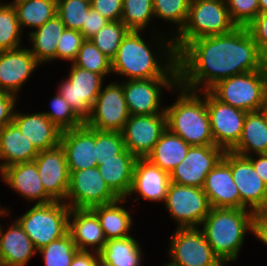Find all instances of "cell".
I'll return each mask as SVG.
<instances>
[{"label":"cell","mask_w":267,"mask_h":266,"mask_svg":"<svg viewBox=\"0 0 267 266\" xmlns=\"http://www.w3.org/2000/svg\"><path fill=\"white\" fill-rule=\"evenodd\" d=\"M109 20L104 18L100 13L95 11L92 7L90 8L86 17L85 23L82 29L79 31L85 40H89L93 37L100 29L105 27Z\"/></svg>","instance_id":"obj_49"},{"label":"cell","mask_w":267,"mask_h":266,"mask_svg":"<svg viewBox=\"0 0 267 266\" xmlns=\"http://www.w3.org/2000/svg\"><path fill=\"white\" fill-rule=\"evenodd\" d=\"M230 151L246 157L267 154V120L261 110L247 112L241 137Z\"/></svg>","instance_id":"obj_31"},{"label":"cell","mask_w":267,"mask_h":266,"mask_svg":"<svg viewBox=\"0 0 267 266\" xmlns=\"http://www.w3.org/2000/svg\"><path fill=\"white\" fill-rule=\"evenodd\" d=\"M41 67L26 46L0 51V91L15 94L18 98L32 73Z\"/></svg>","instance_id":"obj_19"},{"label":"cell","mask_w":267,"mask_h":266,"mask_svg":"<svg viewBox=\"0 0 267 266\" xmlns=\"http://www.w3.org/2000/svg\"><path fill=\"white\" fill-rule=\"evenodd\" d=\"M1 209L0 219L11 213L9 207ZM13 220L6 230L0 221V266H26L38 252L18 221Z\"/></svg>","instance_id":"obj_22"},{"label":"cell","mask_w":267,"mask_h":266,"mask_svg":"<svg viewBox=\"0 0 267 266\" xmlns=\"http://www.w3.org/2000/svg\"><path fill=\"white\" fill-rule=\"evenodd\" d=\"M136 157L127 149L109 160H100L98 170L106 184L119 197L129 193Z\"/></svg>","instance_id":"obj_28"},{"label":"cell","mask_w":267,"mask_h":266,"mask_svg":"<svg viewBox=\"0 0 267 266\" xmlns=\"http://www.w3.org/2000/svg\"><path fill=\"white\" fill-rule=\"evenodd\" d=\"M226 4L237 27H246L260 13L258 0H226Z\"/></svg>","instance_id":"obj_44"},{"label":"cell","mask_w":267,"mask_h":266,"mask_svg":"<svg viewBox=\"0 0 267 266\" xmlns=\"http://www.w3.org/2000/svg\"><path fill=\"white\" fill-rule=\"evenodd\" d=\"M130 30L122 21H109L89 40L110 60H112L123 38Z\"/></svg>","instance_id":"obj_39"},{"label":"cell","mask_w":267,"mask_h":266,"mask_svg":"<svg viewBox=\"0 0 267 266\" xmlns=\"http://www.w3.org/2000/svg\"><path fill=\"white\" fill-rule=\"evenodd\" d=\"M79 251L70 233L52 241L38 250L44 266H70L75 254Z\"/></svg>","instance_id":"obj_38"},{"label":"cell","mask_w":267,"mask_h":266,"mask_svg":"<svg viewBox=\"0 0 267 266\" xmlns=\"http://www.w3.org/2000/svg\"><path fill=\"white\" fill-rule=\"evenodd\" d=\"M167 129L166 112L130 115L121 131L125 149L136 158H146Z\"/></svg>","instance_id":"obj_14"},{"label":"cell","mask_w":267,"mask_h":266,"mask_svg":"<svg viewBox=\"0 0 267 266\" xmlns=\"http://www.w3.org/2000/svg\"><path fill=\"white\" fill-rule=\"evenodd\" d=\"M253 164L254 170L267 186V154H255L248 156Z\"/></svg>","instance_id":"obj_52"},{"label":"cell","mask_w":267,"mask_h":266,"mask_svg":"<svg viewBox=\"0 0 267 266\" xmlns=\"http://www.w3.org/2000/svg\"><path fill=\"white\" fill-rule=\"evenodd\" d=\"M129 117L122 83L112 81L100 90L84 124L99 131L121 132Z\"/></svg>","instance_id":"obj_13"},{"label":"cell","mask_w":267,"mask_h":266,"mask_svg":"<svg viewBox=\"0 0 267 266\" xmlns=\"http://www.w3.org/2000/svg\"><path fill=\"white\" fill-rule=\"evenodd\" d=\"M231 172L240 193V209L253 211L267 206V186L248 157L231 151Z\"/></svg>","instance_id":"obj_20"},{"label":"cell","mask_w":267,"mask_h":266,"mask_svg":"<svg viewBox=\"0 0 267 266\" xmlns=\"http://www.w3.org/2000/svg\"><path fill=\"white\" fill-rule=\"evenodd\" d=\"M133 236L109 239L99 252L101 266H143L145 254Z\"/></svg>","instance_id":"obj_32"},{"label":"cell","mask_w":267,"mask_h":266,"mask_svg":"<svg viewBox=\"0 0 267 266\" xmlns=\"http://www.w3.org/2000/svg\"><path fill=\"white\" fill-rule=\"evenodd\" d=\"M45 192L54 200L65 202L69 187V170L63 147L39 151L33 160Z\"/></svg>","instance_id":"obj_18"},{"label":"cell","mask_w":267,"mask_h":266,"mask_svg":"<svg viewBox=\"0 0 267 266\" xmlns=\"http://www.w3.org/2000/svg\"><path fill=\"white\" fill-rule=\"evenodd\" d=\"M261 111L264 113L265 118H266V120H267V102H266V105L262 108Z\"/></svg>","instance_id":"obj_54"},{"label":"cell","mask_w":267,"mask_h":266,"mask_svg":"<svg viewBox=\"0 0 267 266\" xmlns=\"http://www.w3.org/2000/svg\"><path fill=\"white\" fill-rule=\"evenodd\" d=\"M267 58L247 27L224 35L201 37L177 53L178 84L192 91H208L228 77L262 70Z\"/></svg>","instance_id":"obj_1"},{"label":"cell","mask_w":267,"mask_h":266,"mask_svg":"<svg viewBox=\"0 0 267 266\" xmlns=\"http://www.w3.org/2000/svg\"><path fill=\"white\" fill-rule=\"evenodd\" d=\"M163 266H172V265H170V264H168V263H165V264H163Z\"/></svg>","instance_id":"obj_56"},{"label":"cell","mask_w":267,"mask_h":266,"mask_svg":"<svg viewBox=\"0 0 267 266\" xmlns=\"http://www.w3.org/2000/svg\"><path fill=\"white\" fill-rule=\"evenodd\" d=\"M72 64L93 73L101 74L104 78L108 74L109 76L112 75L111 60L90 40H85L82 43Z\"/></svg>","instance_id":"obj_40"},{"label":"cell","mask_w":267,"mask_h":266,"mask_svg":"<svg viewBox=\"0 0 267 266\" xmlns=\"http://www.w3.org/2000/svg\"><path fill=\"white\" fill-rule=\"evenodd\" d=\"M171 183L170 173L152 164L146 158H137L134 164L131 187L125 199H131L134 196L131 199L133 202L143 199L164 204Z\"/></svg>","instance_id":"obj_17"},{"label":"cell","mask_w":267,"mask_h":266,"mask_svg":"<svg viewBox=\"0 0 267 266\" xmlns=\"http://www.w3.org/2000/svg\"><path fill=\"white\" fill-rule=\"evenodd\" d=\"M70 266H101L99 253L93 251H78Z\"/></svg>","instance_id":"obj_51"},{"label":"cell","mask_w":267,"mask_h":266,"mask_svg":"<svg viewBox=\"0 0 267 266\" xmlns=\"http://www.w3.org/2000/svg\"><path fill=\"white\" fill-rule=\"evenodd\" d=\"M12 122L38 151L51 149L60 144L62 130L42 111L21 113L15 109Z\"/></svg>","instance_id":"obj_25"},{"label":"cell","mask_w":267,"mask_h":266,"mask_svg":"<svg viewBox=\"0 0 267 266\" xmlns=\"http://www.w3.org/2000/svg\"><path fill=\"white\" fill-rule=\"evenodd\" d=\"M60 145L65 151L69 171L98 166L95 129L84 124L64 130L61 133Z\"/></svg>","instance_id":"obj_24"},{"label":"cell","mask_w":267,"mask_h":266,"mask_svg":"<svg viewBox=\"0 0 267 266\" xmlns=\"http://www.w3.org/2000/svg\"><path fill=\"white\" fill-rule=\"evenodd\" d=\"M206 106L214 145L230 151L239 141L247 112L234 108L206 91Z\"/></svg>","instance_id":"obj_15"},{"label":"cell","mask_w":267,"mask_h":266,"mask_svg":"<svg viewBox=\"0 0 267 266\" xmlns=\"http://www.w3.org/2000/svg\"><path fill=\"white\" fill-rule=\"evenodd\" d=\"M237 25L231 20L226 0L190 1L184 27L173 38L176 53L188 42L206 36L224 35Z\"/></svg>","instance_id":"obj_5"},{"label":"cell","mask_w":267,"mask_h":266,"mask_svg":"<svg viewBox=\"0 0 267 266\" xmlns=\"http://www.w3.org/2000/svg\"><path fill=\"white\" fill-rule=\"evenodd\" d=\"M85 38L78 30L65 28L56 47L57 60L73 62Z\"/></svg>","instance_id":"obj_45"},{"label":"cell","mask_w":267,"mask_h":266,"mask_svg":"<svg viewBox=\"0 0 267 266\" xmlns=\"http://www.w3.org/2000/svg\"><path fill=\"white\" fill-rule=\"evenodd\" d=\"M69 213L65 202L53 201L35 204L15 219L39 250L68 233Z\"/></svg>","instance_id":"obj_7"},{"label":"cell","mask_w":267,"mask_h":266,"mask_svg":"<svg viewBox=\"0 0 267 266\" xmlns=\"http://www.w3.org/2000/svg\"><path fill=\"white\" fill-rule=\"evenodd\" d=\"M2 183L26 202L48 204L54 200L45 192L34 161L11 165L0 172Z\"/></svg>","instance_id":"obj_23"},{"label":"cell","mask_w":267,"mask_h":266,"mask_svg":"<svg viewBox=\"0 0 267 266\" xmlns=\"http://www.w3.org/2000/svg\"><path fill=\"white\" fill-rule=\"evenodd\" d=\"M163 206L176 228L200 227L212 208L203 188L176 183L170 184Z\"/></svg>","instance_id":"obj_9"},{"label":"cell","mask_w":267,"mask_h":266,"mask_svg":"<svg viewBox=\"0 0 267 266\" xmlns=\"http://www.w3.org/2000/svg\"><path fill=\"white\" fill-rule=\"evenodd\" d=\"M66 26L58 15L44 23L41 27L29 32L28 48L36 60L42 65L56 61V47Z\"/></svg>","instance_id":"obj_29"},{"label":"cell","mask_w":267,"mask_h":266,"mask_svg":"<svg viewBox=\"0 0 267 266\" xmlns=\"http://www.w3.org/2000/svg\"><path fill=\"white\" fill-rule=\"evenodd\" d=\"M127 201L125 198H119L113 203L91 208L97 215L107 240L131 236L134 219L130 210L123 206Z\"/></svg>","instance_id":"obj_30"},{"label":"cell","mask_w":267,"mask_h":266,"mask_svg":"<svg viewBox=\"0 0 267 266\" xmlns=\"http://www.w3.org/2000/svg\"><path fill=\"white\" fill-rule=\"evenodd\" d=\"M189 148L190 145L186 141L167 128L146 159L171 173L185 159Z\"/></svg>","instance_id":"obj_33"},{"label":"cell","mask_w":267,"mask_h":266,"mask_svg":"<svg viewBox=\"0 0 267 266\" xmlns=\"http://www.w3.org/2000/svg\"><path fill=\"white\" fill-rule=\"evenodd\" d=\"M91 7L109 21H121L123 0H90Z\"/></svg>","instance_id":"obj_47"},{"label":"cell","mask_w":267,"mask_h":266,"mask_svg":"<svg viewBox=\"0 0 267 266\" xmlns=\"http://www.w3.org/2000/svg\"><path fill=\"white\" fill-rule=\"evenodd\" d=\"M19 100L15 94L0 91V130L7 124L12 123Z\"/></svg>","instance_id":"obj_48"},{"label":"cell","mask_w":267,"mask_h":266,"mask_svg":"<svg viewBox=\"0 0 267 266\" xmlns=\"http://www.w3.org/2000/svg\"><path fill=\"white\" fill-rule=\"evenodd\" d=\"M49 111L43 113L62 131L84 125V121L75 113L70 104L58 91L51 96Z\"/></svg>","instance_id":"obj_41"},{"label":"cell","mask_w":267,"mask_h":266,"mask_svg":"<svg viewBox=\"0 0 267 266\" xmlns=\"http://www.w3.org/2000/svg\"><path fill=\"white\" fill-rule=\"evenodd\" d=\"M122 5L121 21L129 30H148L152 20H155L153 0H123Z\"/></svg>","instance_id":"obj_37"},{"label":"cell","mask_w":267,"mask_h":266,"mask_svg":"<svg viewBox=\"0 0 267 266\" xmlns=\"http://www.w3.org/2000/svg\"><path fill=\"white\" fill-rule=\"evenodd\" d=\"M246 27L260 52L267 58V13H259Z\"/></svg>","instance_id":"obj_46"},{"label":"cell","mask_w":267,"mask_h":266,"mask_svg":"<svg viewBox=\"0 0 267 266\" xmlns=\"http://www.w3.org/2000/svg\"><path fill=\"white\" fill-rule=\"evenodd\" d=\"M13 7L22 32L26 27L31 32L57 15V0H22Z\"/></svg>","instance_id":"obj_34"},{"label":"cell","mask_w":267,"mask_h":266,"mask_svg":"<svg viewBox=\"0 0 267 266\" xmlns=\"http://www.w3.org/2000/svg\"><path fill=\"white\" fill-rule=\"evenodd\" d=\"M224 152L215 145L190 146L185 159L171 171V182L203 188L206 176L223 158Z\"/></svg>","instance_id":"obj_16"},{"label":"cell","mask_w":267,"mask_h":266,"mask_svg":"<svg viewBox=\"0 0 267 266\" xmlns=\"http://www.w3.org/2000/svg\"><path fill=\"white\" fill-rule=\"evenodd\" d=\"M95 146L98 162L112 159L125 149L122 134L118 131H99L95 129Z\"/></svg>","instance_id":"obj_43"},{"label":"cell","mask_w":267,"mask_h":266,"mask_svg":"<svg viewBox=\"0 0 267 266\" xmlns=\"http://www.w3.org/2000/svg\"><path fill=\"white\" fill-rule=\"evenodd\" d=\"M12 1V2H11ZM19 1H22V0H10L9 2H7L8 4H14V3H17V2H19Z\"/></svg>","instance_id":"obj_55"},{"label":"cell","mask_w":267,"mask_h":266,"mask_svg":"<svg viewBox=\"0 0 267 266\" xmlns=\"http://www.w3.org/2000/svg\"><path fill=\"white\" fill-rule=\"evenodd\" d=\"M215 98L245 112L262 110L267 102V65L217 82L208 90Z\"/></svg>","instance_id":"obj_6"},{"label":"cell","mask_w":267,"mask_h":266,"mask_svg":"<svg viewBox=\"0 0 267 266\" xmlns=\"http://www.w3.org/2000/svg\"><path fill=\"white\" fill-rule=\"evenodd\" d=\"M0 0V51L22 47L23 32L12 4Z\"/></svg>","instance_id":"obj_36"},{"label":"cell","mask_w":267,"mask_h":266,"mask_svg":"<svg viewBox=\"0 0 267 266\" xmlns=\"http://www.w3.org/2000/svg\"><path fill=\"white\" fill-rule=\"evenodd\" d=\"M199 228L214 254L228 266L239 259L246 234L252 233V211L240 208H211Z\"/></svg>","instance_id":"obj_3"},{"label":"cell","mask_w":267,"mask_h":266,"mask_svg":"<svg viewBox=\"0 0 267 266\" xmlns=\"http://www.w3.org/2000/svg\"><path fill=\"white\" fill-rule=\"evenodd\" d=\"M38 153L13 122L0 130V172L11 165L33 161Z\"/></svg>","instance_id":"obj_27"},{"label":"cell","mask_w":267,"mask_h":266,"mask_svg":"<svg viewBox=\"0 0 267 266\" xmlns=\"http://www.w3.org/2000/svg\"><path fill=\"white\" fill-rule=\"evenodd\" d=\"M151 28L153 32L149 33V37L153 35L152 43L143 38L146 30H130L127 33L111 60L112 75L126 80L178 77L177 53L172 36L167 38L162 29L158 32V27Z\"/></svg>","instance_id":"obj_2"},{"label":"cell","mask_w":267,"mask_h":266,"mask_svg":"<svg viewBox=\"0 0 267 266\" xmlns=\"http://www.w3.org/2000/svg\"><path fill=\"white\" fill-rule=\"evenodd\" d=\"M68 232L80 251L99 253L107 241L100 221L91 209L70 208Z\"/></svg>","instance_id":"obj_26"},{"label":"cell","mask_w":267,"mask_h":266,"mask_svg":"<svg viewBox=\"0 0 267 266\" xmlns=\"http://www.w3.org/2000/svg\"><path fill=\"white\" fill-rule=\"evenodd\" d=\"M169 239L168 264L172 266H225L214 254L199 227L175 228Z\"/></svg>","instance_id":"obj_8"},{"label":"cell","mask_w":267,"mask_h":266,"mask_svg":"<svg viewBox=\"0 0 267 266\" xmlns=\"http://www.w3.org/2000/svg\"><path fill=\"white\" fill-rule=\"evenodd\" d=\"M203 191L212 208H240V193L231 172V151L206 176Z\"/></svg>","instance_id":"obj_21"},{"label":"cell","mask_w":267,"mask_h":266,"mask_svg":"<svg viewBox=\"0 0 267 266\" xmlns=\"http://www.w3.org/2000/svg\"><path fill=\"white\" fill-rule=\"evenodd\" d=\"M130 115H151L165 111L162 105L164 91L178 85V77L120 80Z\"/></svg>","instance_id":"obj_12"},{"label":"cell","mask_w":267,"mask_h":266,"mask_svg":"<svg viewBox=\"0 0 267 266\" xmlns=\"http://www.w3.org/2000/svg\"><path fill=\"white\" fill-rule=\"evenodd\" d=\"M260 13H267V0H258Z\"/></svg>","instance_id":"obj_53"},{"label":"cell","mask_w":267,"mask_h":266,"mask_svg":"<svg viewBox=\"0 0 267 266\" xmlns=\"http://www.w3.org/2000/svg\"><path fill=\"white\" fill-rule=\"evenodd\" d=\"M91 8L90 0H57V15L66 28L82 29Z\"/></svg>","instance_id":"obj_42"},{"label":"cell","mask_w":267,"mask_h":266,"mask_svg":"<svg viewBox=\"0 0 267 266\" xmlns=\"http://www.w3.org/2000/svg\"><path fill=\"white\" fill-rule=\"evenodd\" d=\"M69 187L65 203L74 209H91L110 204L119 197L110 189L98 167L69 171Z\"/></svg>","instance_id":"obj_10"},{"label":"cell","mask_w":267,"mask_h":266,"mask_svg":"<svg viewBox=\"0 0 267 266\" xmlns=\"http://www.w3.org/2000/svg\"><path fill=\"white\" fill-rule=\"evenodd\" d=\"M252 235L267 246V206L252 211Z\"/></svg>","instance_id":"obj_50"},{"label":"cell","mask_w":267,"mask_h":266,"mask_svg":"<svg viewBox=\"0 0 267 266\" xmlns=\"http://www.w3.org/2000/svg\"><path fill=\"white\" fill-rule=\"evenodd\" d=\"M69 65L68 76L59 82L56 91L65 98L75 113L85 122L90 116L91 108L106 78L72 63Z\"/></svg>","instance_id":"obj_11"},{"label":"cell","mask_w":267,"mask_h":266,"mask_svg":"<svg viewBox=\"0 0 267 266\" xmlns=\"http://www.w3.org/2000/svg\"><path fill=\"white\" fill-rule=\"evenodd\" d=\"M178 94L165 106L167 128L190 146L214 145L206 106V91H192L179 84L172 90Z\"/></svg>","instance_id":"obj_4"},{"label":"cell","mask_w":267,"mask_h":266,"mask_svg":"<svg viewBox=\"0 0 267 266\" xmlns=\"http://www.w3.org/2000/svg\"><path fill=\"white\" fill-rule=\"evenodd\" d=\"M190 0H153L154 17L168 22L173 31L168 32L174 38L184 27L189 11ZM173 32V33H172Z\"/></svg>","instance_id":"obj_35"}]
</instances>
